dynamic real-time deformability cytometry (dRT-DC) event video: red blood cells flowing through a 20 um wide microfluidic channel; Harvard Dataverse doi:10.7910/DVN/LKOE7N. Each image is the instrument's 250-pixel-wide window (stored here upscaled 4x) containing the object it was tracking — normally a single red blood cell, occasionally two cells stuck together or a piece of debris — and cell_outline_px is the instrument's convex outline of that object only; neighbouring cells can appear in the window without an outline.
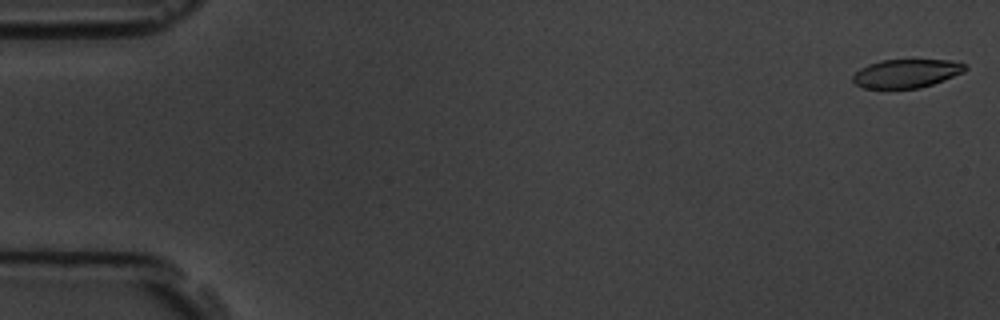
{"species": "common noctule bat (a hibernating species)", "species_latin": "Nyctalus noctula", "temperature_condition": "room temperature", "stored_images_in_passage": 6, "camera_frame_rate_fps": 3000, "um_per_image_px": 0.085, "animal": {"sex": "male", "body_mass_g": 19.5, "forearm_length_mm": 54.6}, "frame": {"image": 1, "passage_image": 1, "time_ms": 0.0, "image_size_px": [1000, 320], "cell_outline_px": [[968, 68], [964, 72], [944, 80], [920, 88], [864, 88], [856, 84], [852, 80], [852, 76], [860, 68], [868, 64], [880, 60], [948, 60], [964, 64]], "centroid_in_image_um": [77.03, 6.24], "position_along_channel_um": 8.0, "area_um2": 18.61}}
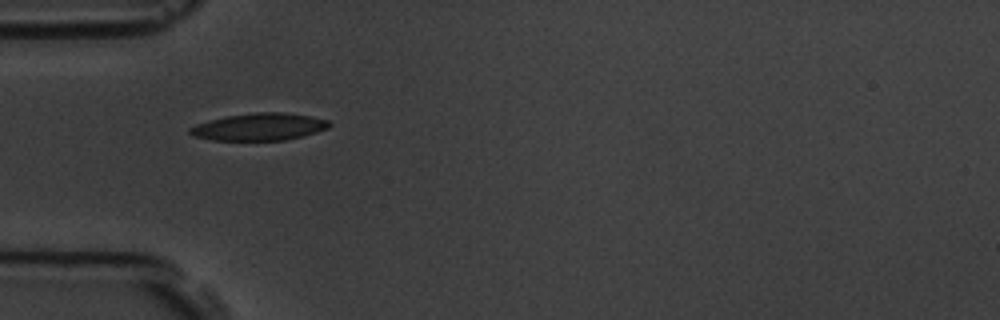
{"frame": {"image": 2, "passage_image": 5, "time_ms": 5.333, "image_size_px": [1000, 320], "cell_outline_px": [[332, 124], [328, 128], [316, 132], [284, 140], [212, 140], [192, 136], [188, 132], [188, 128], [196, 124], [208, 120], [228, 116], [252, 112], [284, 112], [312, 116], [328, 120]], "centroid_in_image_um": [22.01, 10.77], "position_along_channel_um": 63.0, "area_um2": 22.2}}
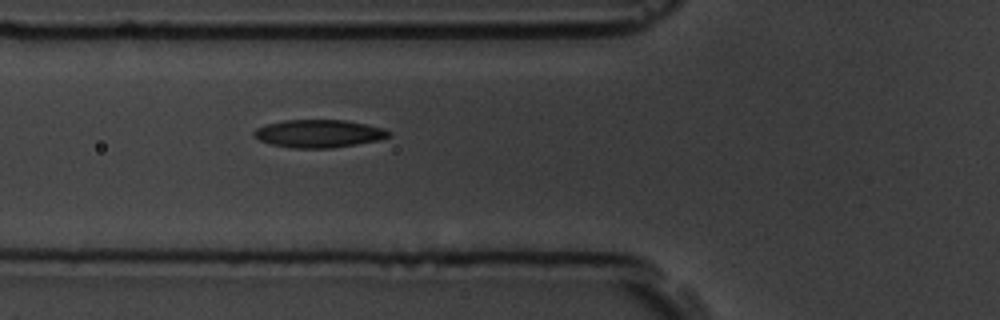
{"frame": {"image": 3, "passage_image": 6, "time_ms": 6.333, "image_size_px": [1000, 320], "cell_outline_px": [[392, 136], [380, 140], [332, 148], [292, 148], [272, 144], [260, 140], [252, 136], [252, 132], [256, 128], [264, 124], [284, 120], [344, 120], [384, 128], [392, 132]], "centroid_in_image_um": [27.09, 11.35], "position_along_channel_um": 98.7, "area_um2": 22.02}}